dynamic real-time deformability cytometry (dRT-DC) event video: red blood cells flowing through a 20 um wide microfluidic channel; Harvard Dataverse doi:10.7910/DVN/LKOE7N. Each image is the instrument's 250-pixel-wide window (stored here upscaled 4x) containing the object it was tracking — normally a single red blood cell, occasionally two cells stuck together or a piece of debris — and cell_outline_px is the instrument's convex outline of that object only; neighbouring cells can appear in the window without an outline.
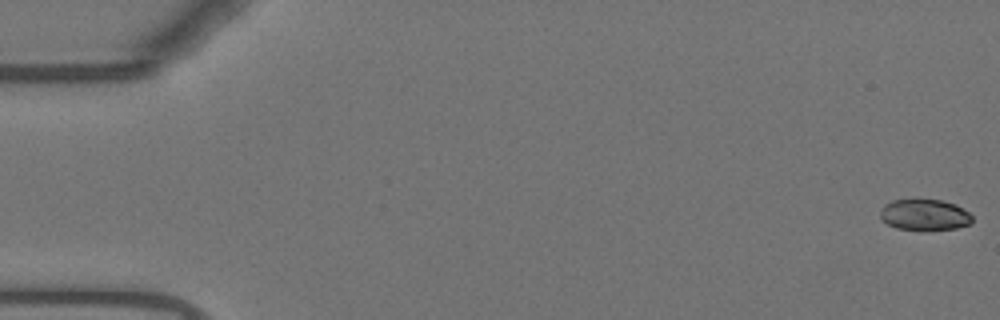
{"species": "Egyptian fruit bat (a non-hibernating species)", "species_latin": "Rousettus aegyptiacus", "temperature_condition": "warm", "stored_images_in_passage": 55, "camera_frame_rate_fps": 3000, "um_per_image_px": 0.085, "animal": {"sex": "female"}, "frame": {"image": 1, "passage_image": 1, "time_ms": 0.0, "image_size_px": [1000, 320], "cell_outline_px": [[972, 220], [968, 224], [956, 228], [896, 228], [880, 220], [880, 212], [884, 204], [892, 200], [940, 200], [956, 204], [968, 212], [972, 216]], "centroid_in_image_um": [78.55, 18.23], "position_along_channel_um": 6.4, "area_um2": 16.13}}
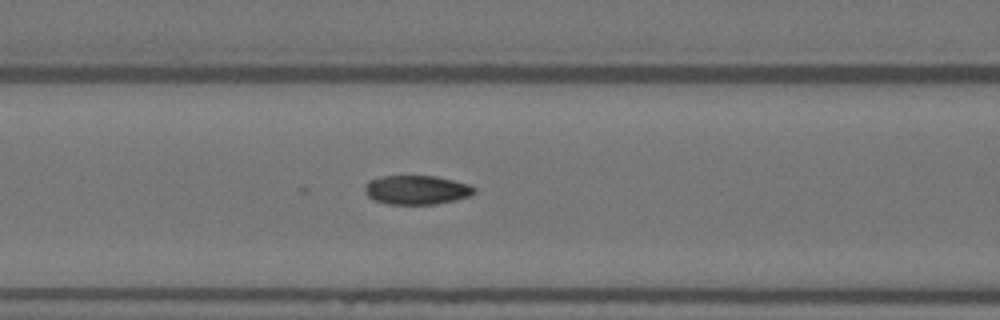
{"frame": {"image": 2, "passage_image": 23, "time_ms": 7.333, "image_size_px": [1000, 320], "cell_outline_px": [[476, 192], [472, 196], [456, 200], [436, 204], [388, 204], [372, 200], [364, 192], [364, 184], [368, 180], [384, 176], [436, 176], [468, 184], [476, 188]], "centroid_in_image_um": [35.4, 16.15], "position_along_channel_um": 131.2, "area_um2": 18.79}}
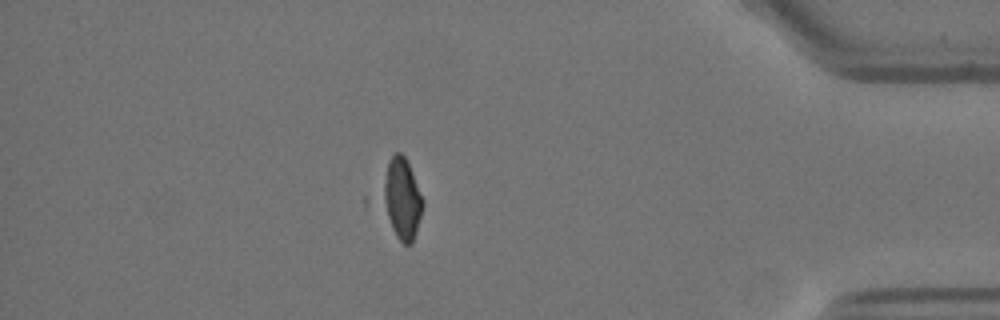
{"frame": {"image": 3, "passage_image": 48, "time_ms": 15.667, "image_size_px": [1000, 320], "cell_outline_px": [[424, 204], [416, 232], [412, 244], [404, 244], [364, 204], [364, 196], [388, 160], [396, 152], [400, 152], [404, 156], [412, 172], [424, 200]], "centroid_in_image_um": [33.71, 16.89], "position_along_channel_um": 401.5, "area_um2": 23.99}, "authors_computed_cell_mechanics": {"area_um2": 18.9006, "velocity_mm_per_s": 3.7098, "shape_relaxation_time_tau1_ms": null, "shape_relaxation_time_tau2_ms": 1.4475, "deformation_change_tau1": null, "deformation_change_tau2": 0.0525}}